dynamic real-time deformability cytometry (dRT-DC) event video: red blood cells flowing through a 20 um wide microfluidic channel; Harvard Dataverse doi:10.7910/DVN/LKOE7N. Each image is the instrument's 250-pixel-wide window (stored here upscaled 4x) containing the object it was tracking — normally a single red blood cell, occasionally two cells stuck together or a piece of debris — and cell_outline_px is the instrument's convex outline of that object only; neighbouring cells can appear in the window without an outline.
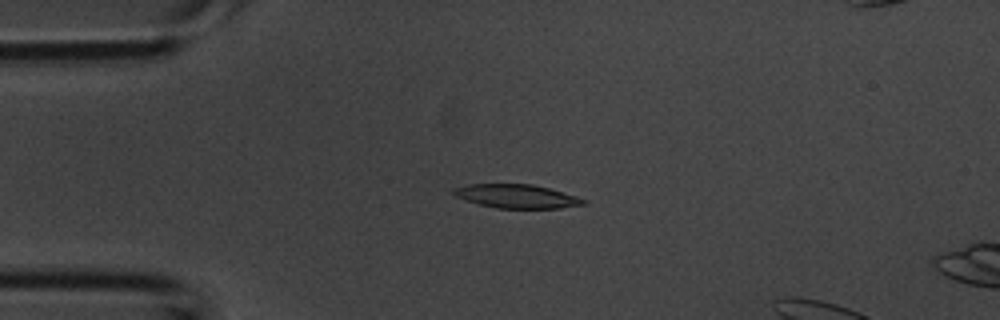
{"species": "common noctule bat (a hibernating species)", "species_latin": "Nyctalus noctula", "temperature_condition": "room temperature", "stored_images_in_passage": 3, "camera_frame_rate_fps": 3000, "um_per_image_px": 0.085, "animal": {"sex": "male", "body_mass_g": 20.1, "forearm_length_mm": 53.5}, "frame": {"image": 1, "passage_image": 2, "time_ms": 0.333, "image_size_px": [1000, 320], "cell_outline_px": [[588, 204], [560, 208], [496, 208], [464, 200], [452, 196], [452, 188], [468, 184], [532, 184], [548, 188], [576, 196], [588, 200]], "centroid_in_image_um": [43.89, 16.68], "position_along_channel_um": 41.1, "area_um2": 18.09}}